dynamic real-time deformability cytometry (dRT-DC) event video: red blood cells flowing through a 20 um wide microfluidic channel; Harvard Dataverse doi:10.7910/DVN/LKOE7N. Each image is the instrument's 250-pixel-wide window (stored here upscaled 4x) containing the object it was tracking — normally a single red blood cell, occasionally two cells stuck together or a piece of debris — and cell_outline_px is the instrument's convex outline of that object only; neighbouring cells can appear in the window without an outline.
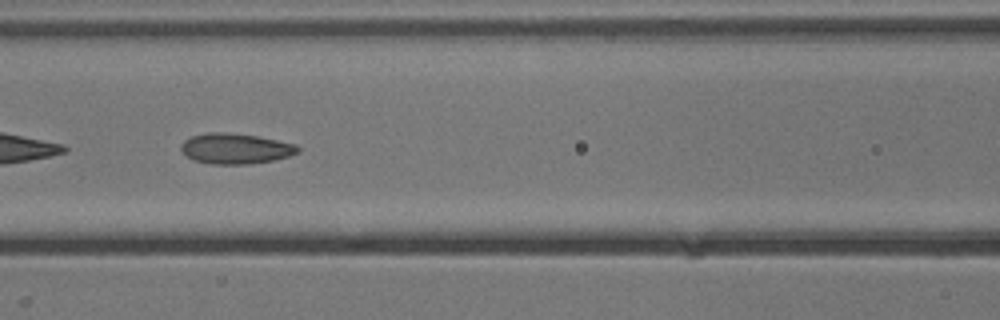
{"species": "common noctule bat (a hibernating species)", "species_latin": "Nyctalus noctula", "temperature_condition": "cold", "stored_images_in_passage": 53, "camera_frame_rate_fps": 3000, "um_per_image_px": 0.085, "animal": {"sex": "male", "body_mass_g": 13.3}, "frame": {"image": 1, "passage_image": 23, "time_ms": 7.333, "image_size_px": [1000, 320], "cell_outline_px": [[300, 152], [288, 156], [272, 160], [248, 164], [212, 164], [192, 160], [180, 148], [180, 144], [184, 140], [192, 136], [208, 132], [220, 132], [256, 136], [296, 144], [300, 148]], "centroid_in_image_um": [20.0, 12.63], "position_along_channel_um": 146.6, "area_um2": 20.58}, "authors_computed_cell_mechanics": {"area_um2": 21.6172, "velocity_mm_per_s": 3.8398, "shape_relaxation_time_tau1_ms": 8.647, "shape_relaxation_time_tau2_ms": 1.6672, "deformation_change_tau1": 0.1636, "deformation_change_tau2": 0.0825}}